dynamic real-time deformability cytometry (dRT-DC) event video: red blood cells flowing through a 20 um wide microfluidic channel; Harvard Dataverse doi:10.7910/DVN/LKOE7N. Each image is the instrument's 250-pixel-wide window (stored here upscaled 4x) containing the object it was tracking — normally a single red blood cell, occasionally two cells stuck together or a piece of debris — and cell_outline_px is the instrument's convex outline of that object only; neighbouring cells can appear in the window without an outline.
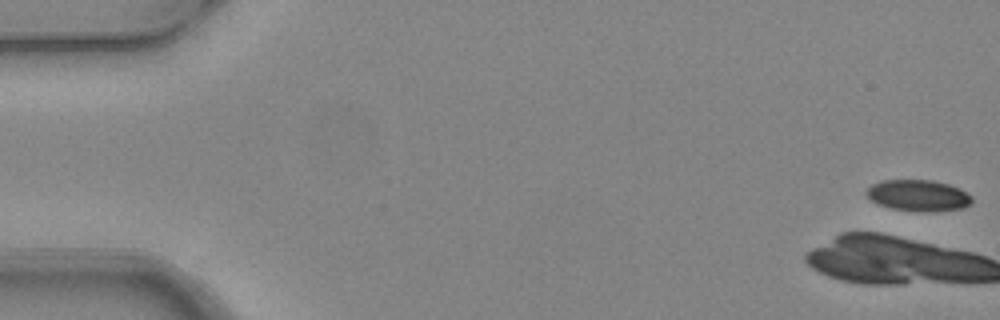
{"species": "common noctule bat (a hibernating species)", "species_latin": "Nyctalus noctula", "temperature_condition": "warm", "stored_images_in_passage": 7, "camera_frame_rate_fps": 3000, "um_per_image_px": 0.085, "animal": {"sex": "female", "body_mass_g": 24.6, "forearm_length_mm": 56.2}, "frame": {"image": 1, "passage_image": 1, "time_ms": 0.0, "image_size_px": [1000, 320], "cell_outline_px": [[972, 200], [964, 208], [892, 208], [880, 204], [872, 200], [864, 192], [872, 184], [880, 180], [932, 180], [948, 184], [960, 188], [972, 196]], "centroid_in_image_um": [78.01, 16.53], "position_along_channel_um": 7.0, "area_um2": 18.03}}
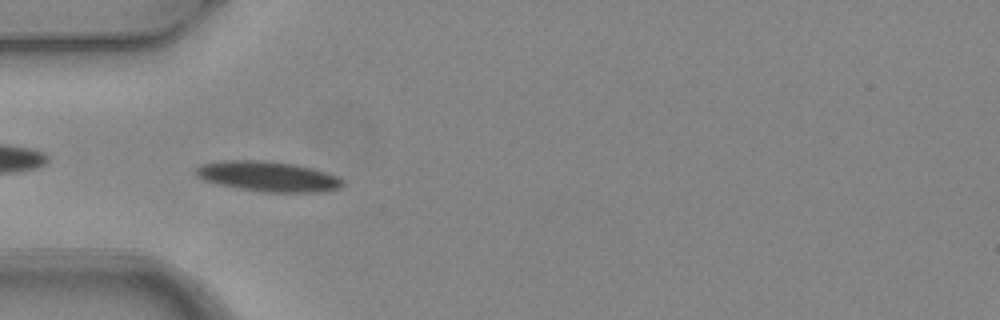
{"frame": {"image": 2, "passage_image": 6, "time_ms": 1.667, "image_size_px": [1000, 320], "cell_outline_px": [[344, 184], [340, 188], [324, 192], [264, 192], [216, 184], [204, 180], [196, 176], [196, 168], [200, 164], [220, 160], [260, 160], [296, 164], [312, 168], [336, 176], [344, 180]], "centroid_in_image_um": [22.77, 14.99], "position_along_channel_um": 62.2, "area_um2": 25.95}}
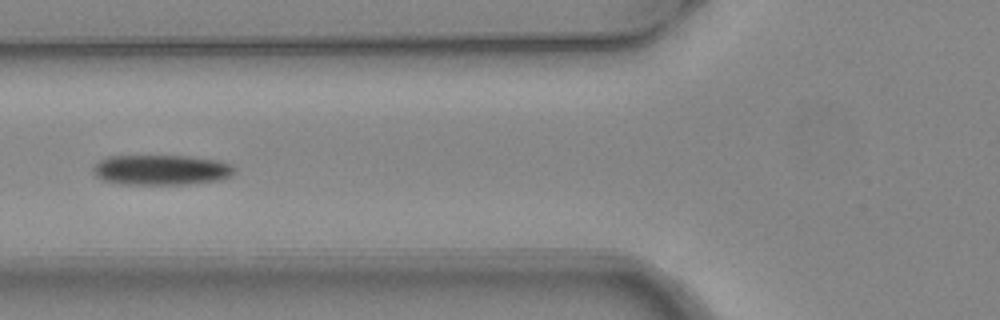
{"frame": {"image": 3, "passage_image": 7, "time_ms": 2.0, "image_size_px": [1000, 320], "cell_outline_px": [[236, 168], [228, 176], [220, 180], [184, 184], [120, 184], [104, 180], [96, 176], [92, 172], [92, 168], [100, 160], [108, 156], [188, 156], [220, 160], [232, 164]], "centroid_in_image_um": [13.7, 14.43], "position_along_channel_um": 112.1, "area_um2": 24.85}}